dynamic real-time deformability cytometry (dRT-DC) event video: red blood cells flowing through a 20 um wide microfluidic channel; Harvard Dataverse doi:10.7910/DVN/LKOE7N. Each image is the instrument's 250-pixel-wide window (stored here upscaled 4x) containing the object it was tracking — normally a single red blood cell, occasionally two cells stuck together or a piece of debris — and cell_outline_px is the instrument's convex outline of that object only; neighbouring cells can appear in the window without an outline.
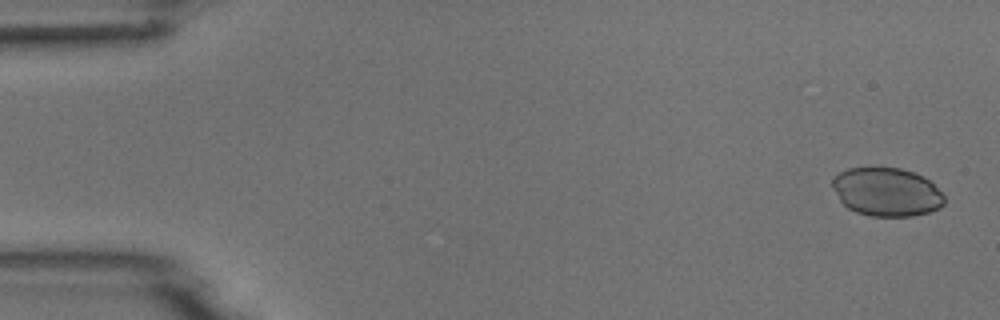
{"species": "common noctule bat (a hibernating species)", "species_latin": "Nyctalus noctula", "temperature_condition": "room temperature", "stored_images_in_passage": 5, "camera_frame_rate_fps": 3000, "um_per_image_px": 0.085, "animal": {"sex": "male", "body_mass_g": 18.8}, "frame": {"image": 1, "passage_image": 1, "time_ms": 0.0, "image_size_px": [1000, 320], "cell_outline_px": [[944, 204], [940, 208], [928, 212], [912, 216], [872, 216], [856, 212], [848, 208], [840, 200], [832, 188], [832, 180], [840, 172], [848, 168], [900, 168], [924, 176], [944, 196]], "centroid_in_image_um": [75.36, 16.32], "position_along_channel_um": 9.6, "area_um2": 31.39}}